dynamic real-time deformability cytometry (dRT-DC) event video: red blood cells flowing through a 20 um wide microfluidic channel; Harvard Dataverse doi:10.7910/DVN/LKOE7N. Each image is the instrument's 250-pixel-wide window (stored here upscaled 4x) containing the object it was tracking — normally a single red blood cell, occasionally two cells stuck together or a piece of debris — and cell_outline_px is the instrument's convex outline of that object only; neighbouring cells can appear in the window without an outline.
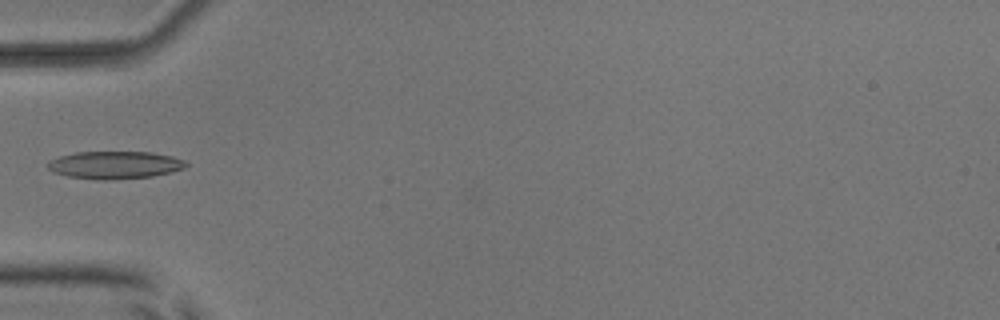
{"species": "common noctule bat (a hibernating species)", "species_latin": "Nyctalus noctula", "temperature_condition": "room temperature", "stored_images_in_passage": 5, "camera_frame_rate_fps": 3000, "um_per_image_px": 0.085, "animal": {"sex": "male", "body_mass_g": 17.9, "forearm_length_mm": 54.2}, "frame": {"image": 1, "passage_image": 5, "time_ms": 5.667, "image_size_px": [1000, 320], "cell_outline_px": [[188, 164], [184, 168], [152, 176], [108, 180], [100, 180], [68, 176], [52, 172], [44, 164], [48, 160], [60, 156], [76, 152], [152, 152], [172, 156], [184, 160]], "centroid_in_image_um": [9.7, 14.02], "position_along_channel_um": 75.3, "area_um2": 22.25}}